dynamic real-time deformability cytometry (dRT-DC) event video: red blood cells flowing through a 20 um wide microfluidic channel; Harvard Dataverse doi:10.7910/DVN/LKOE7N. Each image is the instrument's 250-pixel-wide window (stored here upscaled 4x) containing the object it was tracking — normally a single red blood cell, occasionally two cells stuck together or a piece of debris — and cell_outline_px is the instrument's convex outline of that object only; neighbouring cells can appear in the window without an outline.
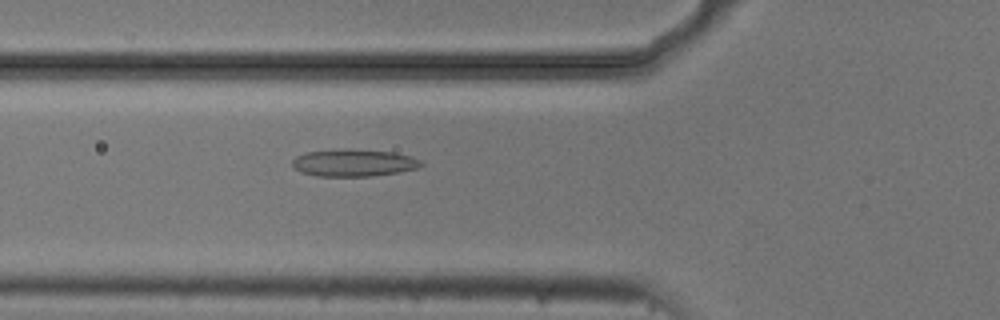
{"species": "common noctule bat (a hibernating species)", "species_latin": "Nyctalus noctula", "temperature_condition": "cold", "stored_images_in_passage": 24, "camera_frame_rate_fps": 3000, "um_per_image_px": 0.085, "animal": {"sex": "male", "body_mass_g": 20.5, "forearm_length_mm": 52.5}, "frame": {"image": 1, "passage_image": 5, "time_ms": 1.333, "image_size_px": [1000, 320], "cell_outline_px": [[424, 164], [416, 168], [400, 172], [372, 176], [316, 176], [300, 172], [292, 168], [292, 160], [296, 156], [304, 152], [344, 148], [348, 148], [392, 152], [412, 156], [420, 160]], "centroid_in_image_um": [30.02, 13.83], "position_along_channel_um": 95.8, "area_um2": 20.75}}
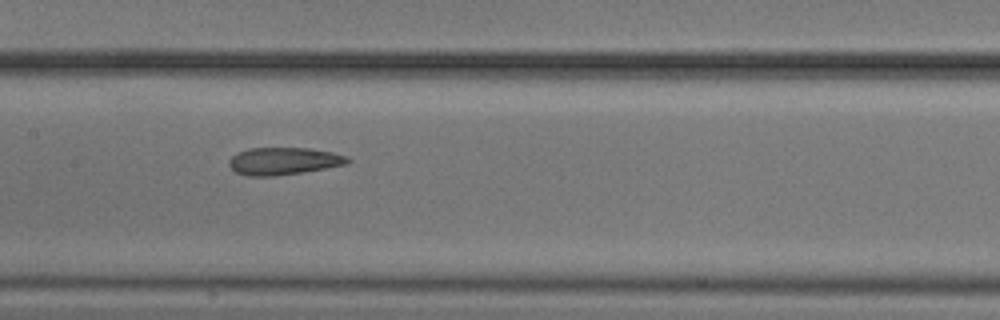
{"frame": {"image": 2, "passage_image": 12, "time_ms": 3.667, "image_size_px": [1000, 320], "cell_outline_px": [[352, 160], [348, 164], [276, 176], [248, 176], [236, 172], [228, 164], [228, 160], [236, 152], [248, 148], [308, 148], [332, 152], [348, 156]], "centroid_in_image_um": [24.1, 13.68], "position_along_channel_um": 183.3, "area_um2": 18.96}}
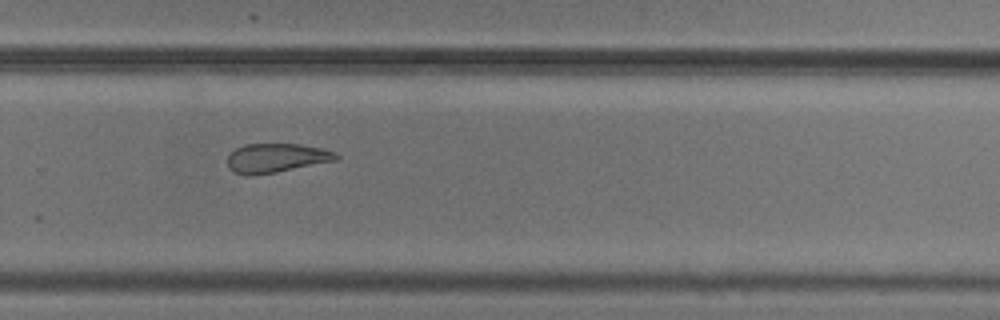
{"frame": {"image": 3, "passage_image": 22, "time_ms": 7.0, "image_size_px": [1000, 320], "cell_outline_px": [[340, 156], [336, 160], [256, 176], [244, 176], [228, 168], [228, 156], [236, 148], [244, 144], [300, 144], [324, 148], [336, 152]], "centroid_in_image_um": [23.48, 13.43], "position_along_channel_um": 306.3, "area_um2": 18.55}}